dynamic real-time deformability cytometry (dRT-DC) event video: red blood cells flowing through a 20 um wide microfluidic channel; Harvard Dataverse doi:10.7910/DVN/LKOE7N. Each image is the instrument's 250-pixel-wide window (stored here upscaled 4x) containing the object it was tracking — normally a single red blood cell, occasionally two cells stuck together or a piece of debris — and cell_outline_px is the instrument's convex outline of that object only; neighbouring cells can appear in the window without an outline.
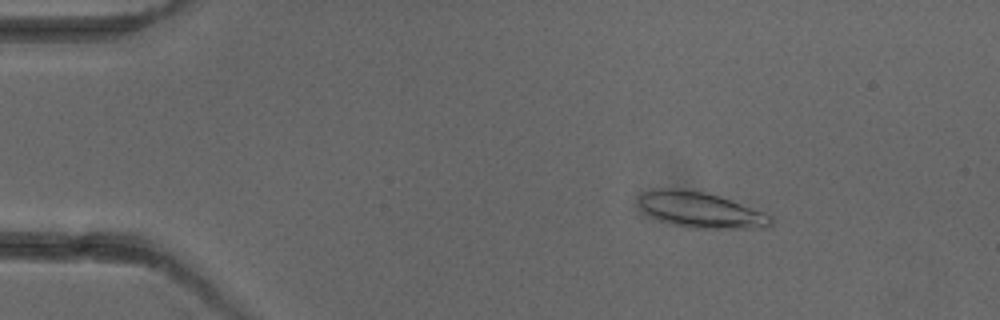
{"species": "common noctule bat (a hibernating species)", "species_latin": "Nyctalus noctula", "temperature_condition": "cold", "stored_images_in_passage": 6, "camera_frame_rate_fps": 3000, "um_per_image_px": 0.085, "animal": {"sex": "female"}, "frame": {"image": 1, "passage_image": 3, "time_ms": 2.333, "image_size_px": [1000, 320], "cell_outline_px": [[772, 228], [688, 228], [660, 220], [652, 216], [640, 204], [640, 196], [644, 192], [652, 188], [680, 188], [704, 192], [764, 212], [772, 216]], "centroid_in_image_um": [59.6, 17.85], "position_along_channel_um": 25.4, "area_um2": 26.99}}